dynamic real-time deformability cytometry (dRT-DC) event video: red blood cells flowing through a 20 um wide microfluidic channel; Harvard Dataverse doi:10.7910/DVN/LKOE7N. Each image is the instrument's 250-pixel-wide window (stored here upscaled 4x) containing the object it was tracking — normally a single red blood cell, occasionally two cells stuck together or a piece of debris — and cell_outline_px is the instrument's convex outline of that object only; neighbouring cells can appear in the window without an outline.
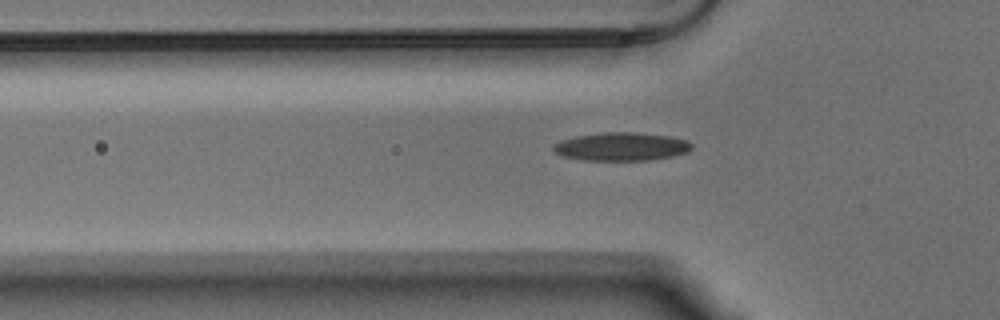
{"species": "Egyptian fruit bat (a non-hibernating species)", "species_latin": "Rousettus aegyptiacus", "temperature_condition": "warm", "stored_images_in_passage": 13, "camera_frame_rate_fps": 3000, "um_per_image_px": 0.085, "animal": {"sex": "male"}, "frame": {"image": 1, "passage_image": 4, "time_ms": 1.0, "image_size_px": [1000, 320], "cell_outline_px": [[692, 148], [688, 152], [672, 156], [648, 160], [584, 160], [560, 156], [552, 148], [552, 144], [560, 140], [576, 136], [604, 132], [632, 132], [668, 136], [688, 140], [692, 144]], "centroid_in_image_um": [52.79, 12.46], "position_along_channel_um": 73.0, "area_um2": 22.83}}
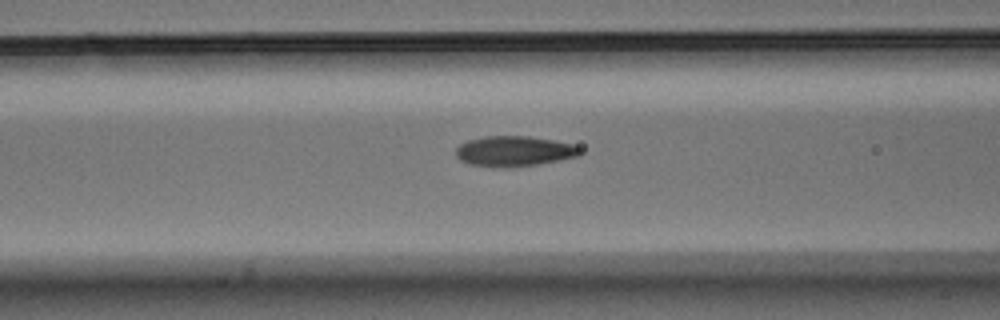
{"frame": {"image": 2, "passage_image": 8, "time_ms": 2.333, "image_size_px": [1000, 320], "cell_outline_px": [[580, 156], [560, 160], [512, 168], [500, 168], [468, 164], [460, 160], [456, 156], [456, 148], [460, 144], [468, 140], [484, 136], [528, 136], [552, 140], [572, 144], [580, 148]], "centroid_in_image_um": [43.67, 12.86], "position_along_channel_um": 122.9, "area_um2": 22.08}}
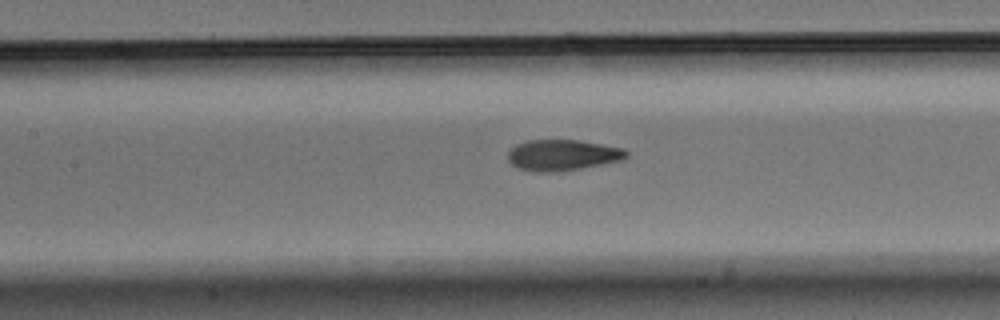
{"frame": {"image": 3, "passage_image": 11, "time_ms": 3.333, "image_size_px": [1000, 320], "cell_outline_px": [[628, 156], [620, 160], [580, 168], [556, 172], [536, 172], [516, 168], [508, 160], [508, 152], [516, 144], [528, 140], [580, 140], [624, 148], [628, 152]], "centroid_in_image_um": [47.79, 13.18], "position_along_channel_um": 159.6, "area_um2": 21.33}}